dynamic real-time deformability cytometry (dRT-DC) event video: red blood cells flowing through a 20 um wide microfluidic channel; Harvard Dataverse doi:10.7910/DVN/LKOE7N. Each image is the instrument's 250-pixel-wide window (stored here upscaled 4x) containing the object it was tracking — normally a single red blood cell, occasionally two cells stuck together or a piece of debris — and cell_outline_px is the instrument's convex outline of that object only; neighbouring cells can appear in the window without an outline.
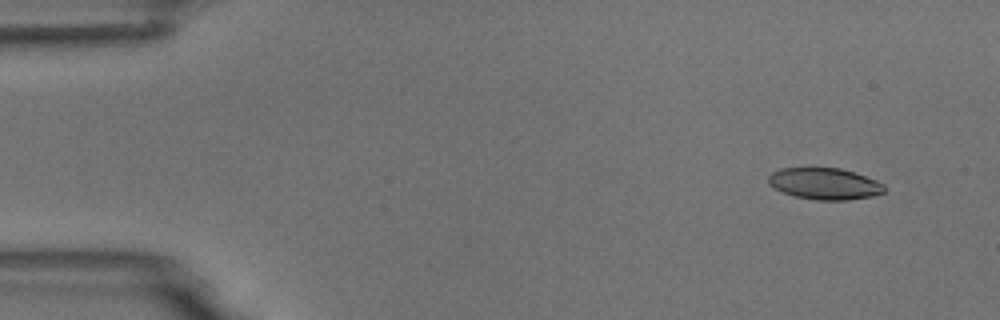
{"species": "common noctule bat (a hibernating species)", "species_latin": "Nyctalus noctula", "temperature_condition": "room temperature", "stored_images_in_passage": 5, "camera_frame_rate_fps": 3000, "um_per_image_px": 0.085, "animal": {"sex": "male", "body_mass_g": 18.8}, "frame": {"image": 1, "passage_image": 2, "time_ms": 1.333, "image_size_px": [1000, 320], "cell_outline_px": [[884, 192], [872, 196], [848, 200], [816, 200], [796, 196], [784, 192], [768, 184], [768, 176], [772, 172], [780, 168], [840, 168], [876, 180], [884, 184]], "centroid_in_image_um": [70.08, 15.61], "position_along_channel_um": 14.9, "area_um2": 21.1}}
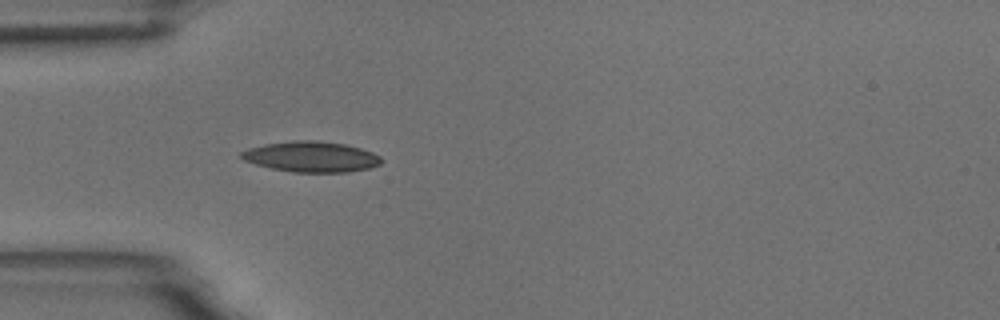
{"frame": {"image": 2, "passage_image": 5, "time_ms": 5.333, "image_size_px": [1000, 320], "cell_outline_px": [[384, 160], [380, 164], [372, 168], [348, 172], [292, 172], [272, 168], [256, 164], [244, 160], [240, 156], [240, 152], [248, 148], [264, 144], [292, 140], [316, 140], [344, 144], [360, 148], [372, 152], [380, 156]], "centroid_in_image_um": [26.48, 13.32], "position_along_channel_um": 58.5, "area_um2": 25.09}}